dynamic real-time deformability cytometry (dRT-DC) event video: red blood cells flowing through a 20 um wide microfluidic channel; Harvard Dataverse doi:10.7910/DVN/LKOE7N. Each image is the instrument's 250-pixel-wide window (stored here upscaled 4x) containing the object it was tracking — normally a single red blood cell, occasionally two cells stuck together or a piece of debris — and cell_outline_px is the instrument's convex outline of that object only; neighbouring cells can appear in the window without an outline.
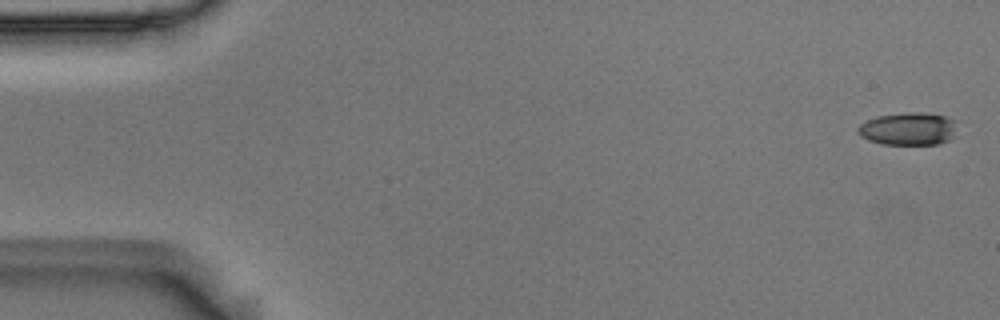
{"species": "Egyptian fruit bat (a non-hibernating species)", "species_latin": "Rousettus aegyptiacus", "temperature_condition": "room temperature", "stored_images_in_passage": 3, "camera_frame_rate_fps": 3000, "um_per_image_px": 0.085, "animal": {"sex": "male"}, "frame": {"image": 1, "passage_image": 1, "time_ms": 0.0, "image_size_px": [1000, 320], "cell_outline_px": [[956, 136], [948, 140], [936, 144], [880, 144], [868, 140], [860, 136], [856, 132], [856, 128], [860, 124], [876, 116], [904, 112], [924, 112], [944, 116], [956, 120]], "centroid_in_image_um": [77.2, 10.94], "position_along_channel_um": 7.8, "area_um2": 19.25}}